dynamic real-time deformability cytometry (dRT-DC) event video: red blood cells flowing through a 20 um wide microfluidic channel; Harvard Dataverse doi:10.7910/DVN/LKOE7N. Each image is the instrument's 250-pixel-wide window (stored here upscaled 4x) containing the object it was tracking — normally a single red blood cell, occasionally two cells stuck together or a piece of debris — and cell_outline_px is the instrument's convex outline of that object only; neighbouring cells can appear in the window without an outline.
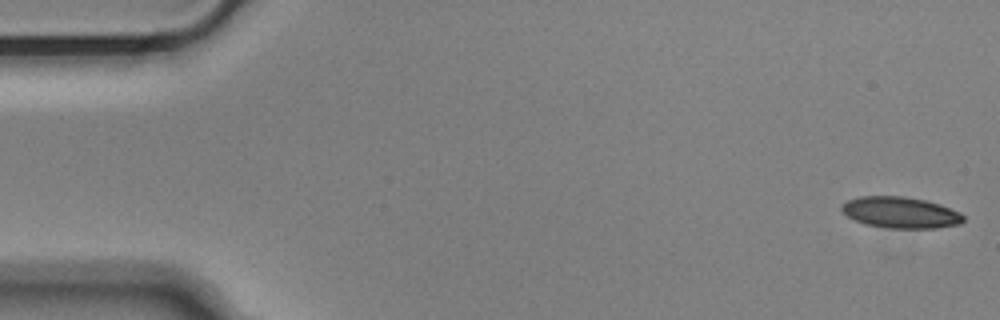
{"species": "Egyptian fruit bat (a non-hibernating species)", "species_latin": "Rousettus aegyptiacus", "temperature_condition": "cold", "stored_images_in_passage": 54, "camera_frame_rate_fps": 3000, "um_per_image_px": 0.085, "animal": {"sex": "male"}, "frame": {"image": 1, "passage_image": 1, "time_ms": 0.0, "image_size_px": [1000, 320], "cell_outline_px": [[964, 220], [960, 224], [936, 228], [892, 228], [864, 224], [848, 216], [840, 208], [840, 204], [848, 200], [860, 196], [904, 196], [924, 200], [940, 204], [960, 212], [964, 216]], "centroid_in_image_um": [76.55, 18.06], "position_along_channel_um": 8.5, "area_um2": 22.14}}
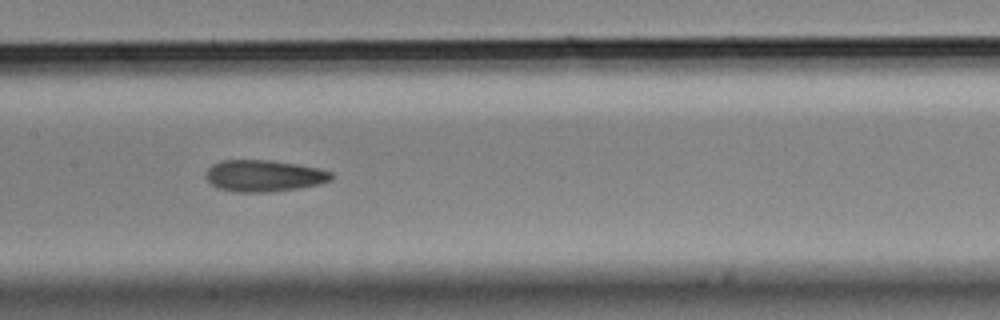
{"frame": {"image": 2, "passage_image": 26, "time_ms": 8.333, "image_size_px": [1000, 320], "cell_outline_px": [[332, 180], [320, 184], [300, 188], [268, 192], [236, 192], [216, 188], [204, 176], [204, 172], [212, 164], [220, 160], [268, 160], [296, 164], [320, 168], [332, 172]], "centroid_in_image_um": [22.41, 14.94], "position_along_channel_um": 185.0, "area_um2": 23.35}}
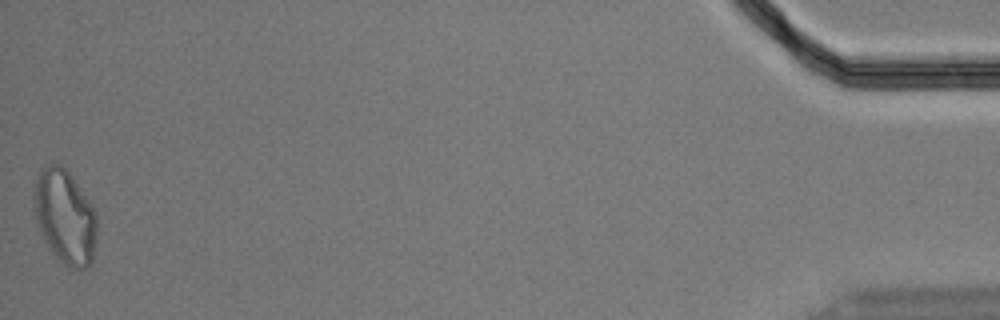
{"frame": {"image": 3, "passage_image": 54, "time_ms": 17.667, "image_size_px": [1000, 320], "cell_outline_px": [[96, 240], [92, 264], [84, 268], [72, 268], [60, 260], [52, 252], [36, 220], [32, 196], [36, 180], [40, 168], [48, 164], [60, 164], [72, 176], [92, 204], [96, 212]], "centroid_in_image_um": [5.53, 18.39], "position_along_channel_um": 429.7, "area_um2": 34.39}, "authors_computed_cell_mechanics": {"area_um2": 23.2645, "velocity_mm_per_s": 3.6549, "shape_relaxation_time_tau1_ms": 8.6156, "shape_relaxation_time_tau2_ms": 4.1592, "deformation_change_tau1": 0.1711, "deformation_change_tau2": 0.1111}}